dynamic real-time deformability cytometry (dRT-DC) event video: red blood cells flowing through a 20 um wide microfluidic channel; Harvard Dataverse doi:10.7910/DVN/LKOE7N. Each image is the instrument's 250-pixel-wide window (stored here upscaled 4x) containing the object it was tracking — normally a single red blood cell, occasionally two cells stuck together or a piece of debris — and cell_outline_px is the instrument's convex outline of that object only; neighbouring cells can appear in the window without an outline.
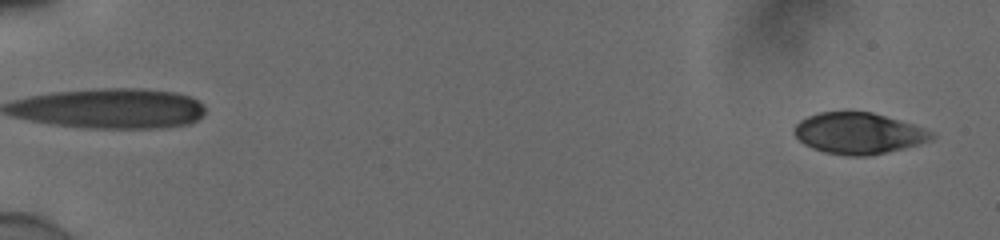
{"species": "human", "species_latin": "Homo sapiens", "temperature_condition": "cold", "stored_images_in_passage": 54, "camera_frame_rate_fps": 3000, "um_per_image_px": 0.085, "donor": {"sex": "male"}, "frame": {"image": 1, "passage_image": 2, "time_ms": 0.333, "image_size_px": [1000, 240], "cell_outline_px": [[936, 136], [932, 140], [920, 144], [904, 148], [868, 156], [848, 156], [824, 152], [812, 148], [804, 144], [792, 132], [792, 128], [800, 120], [808, 116], [820, 112], [848, 108], [872, 112], [912, 124], [924, 128], [932, 132]], "centroid_in_image_um": [72.94, 11.29], "position_along_channel_um": 12.1, "area_um2": 33.76}}
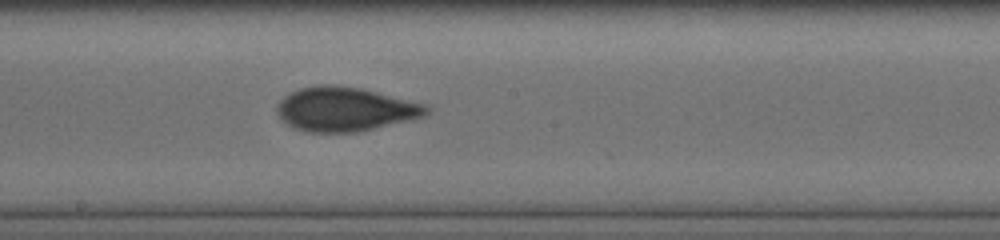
{"frame": {"image": 2, "passage_image": 32, "time_ms": 10.333, "image_size_px": [1000, 240], "cell_outline_px": [[432, 108], [424, 116], [356, 132], [308, 132], [292, 128], [280, 120], [276, 112], [276, 104], [284, 96], [300, 88], [320, 84], [336, 84], [360, 88], [428, 104]], "centroid_in_image_um": [29.29, 9.27], "position_along_channel_um": 218.9, "area_um2": 38.61}}
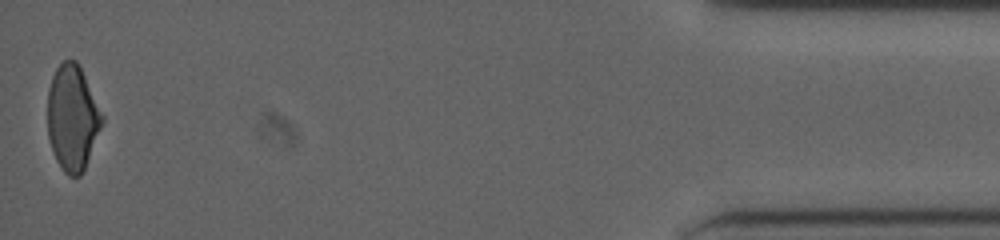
{"frame": {"image": 3, "passage_image": 54, "time_ms": 17.667, "image_size_px": [1000, 240], "cell_outline_px": [[104, 120], [84, 168], [80, 176], [68, 176], [64, 172], [56, 160], [48, 136], [48, 88], [52, 76], [56, 68], [64, 60], [76, 60], [104, 116]], "centroid_in_image_um": [6.14, 10.01], "position_along_channel_um": 429.1, "area_um2": 33.06}, "authors_computed_cell_mechanics": {"area_um2": 36.5296, "velocity_mm_per_s": 3.9071, "shape_relaxation_time_tau1_ms": 6.828, "shape_relaxation_time_tau2_ms": 1.3714, "deformation_change_tau1": 0.1603, "deformation_change_tau2": 0.058}}